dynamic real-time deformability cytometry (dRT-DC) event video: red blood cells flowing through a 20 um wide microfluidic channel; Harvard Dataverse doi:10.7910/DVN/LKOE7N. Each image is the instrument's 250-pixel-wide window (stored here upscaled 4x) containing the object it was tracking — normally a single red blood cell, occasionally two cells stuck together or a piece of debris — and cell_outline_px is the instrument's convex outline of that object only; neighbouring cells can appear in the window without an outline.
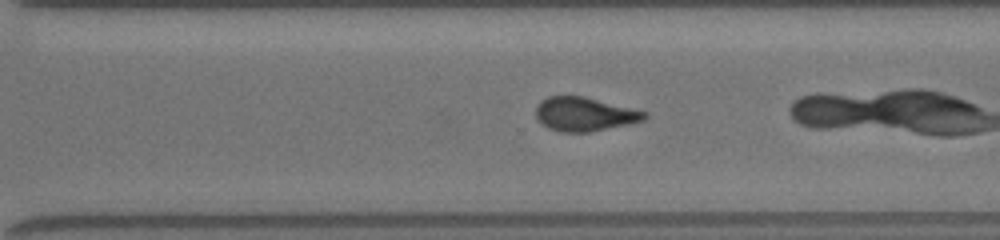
{"species": "common noctule bat (a hibernating species)", "species_latin": "Nyctalus noctula", "temperature_condition": "room temperature", "stored_images_in_passage": 19, "camera_frame_rate_fps": 3000, "um_per_image_px": 0.085, "animal": {"sex": "female", "body_mass_g": 19.5, "forearm_length_mm": 54.1}, "frame": {"image": 1, "passage_image": 16, "time_ms": 6.333, "image_size_px": [1000, 240], "cell_outline_px": [[648, 116], [644, 120], [628, 124], [588, 132], [560, 132], [548, 128], [540, 124], [536, 116], [536, 104], [540, 100], [548, 96], [584, 96], [648, 112]], "centroid_in_image_um": [49.65, 9.7], "position_along_channel_um": 321.0, "area_um2": 21.56}}